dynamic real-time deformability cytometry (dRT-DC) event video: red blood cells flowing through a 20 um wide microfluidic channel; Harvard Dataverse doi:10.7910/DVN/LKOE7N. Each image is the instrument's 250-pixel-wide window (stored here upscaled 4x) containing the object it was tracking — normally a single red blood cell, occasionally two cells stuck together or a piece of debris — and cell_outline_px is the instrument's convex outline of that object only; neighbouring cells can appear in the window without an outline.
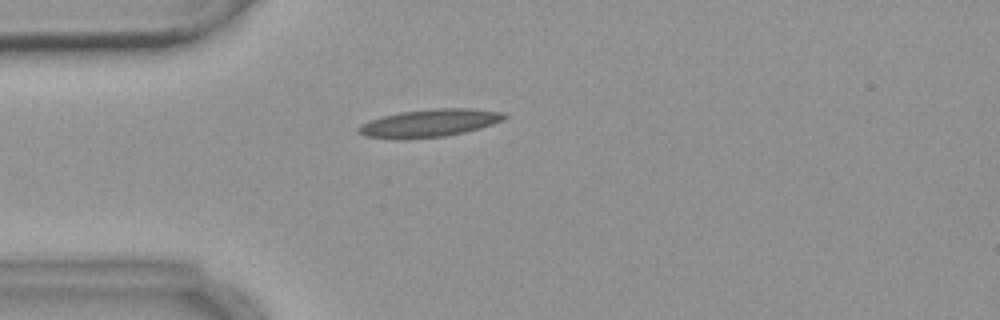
{"species": "common noctule bat (a hibernating species)", "species_latin": "Nyctalus noctula", "temperature_condition": "warm", "stored_images_in_passage": 4, "camera_frame_rate_fps": 3000, "um_per_image_px": 0.085, "animal": {"sex": "female", "body_mass_g": 18.4}, "frame": {"image": 1, "passage_image": 3, "time_ms": 2.667, "image_size_px": [1000, 320], "cell_outline_px": [[508, 116], [504, 120], [480, 128], [464, 132], [444, 136], [404, 140], [396, 140], [364, 136], [356, 132], [356, 128], [360, 124], [380, 116], [400, 112], [432, 108], [472, 108], [504, 112]], "centroid_in_image_um": [36.45, 10.47], "position_along_channel_um": 48.6, "area_um2": 24.1}}